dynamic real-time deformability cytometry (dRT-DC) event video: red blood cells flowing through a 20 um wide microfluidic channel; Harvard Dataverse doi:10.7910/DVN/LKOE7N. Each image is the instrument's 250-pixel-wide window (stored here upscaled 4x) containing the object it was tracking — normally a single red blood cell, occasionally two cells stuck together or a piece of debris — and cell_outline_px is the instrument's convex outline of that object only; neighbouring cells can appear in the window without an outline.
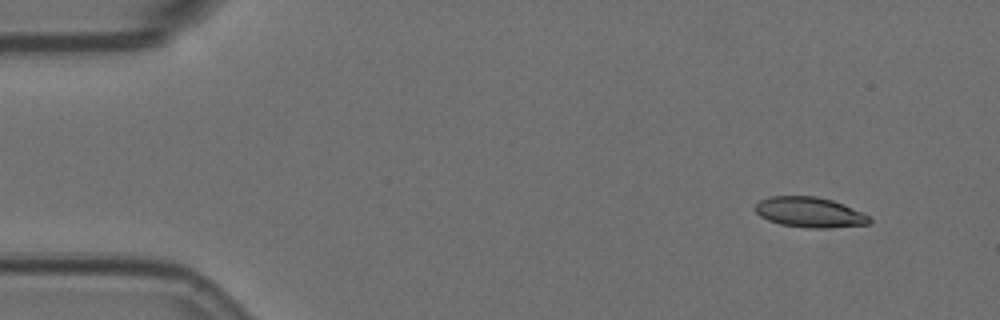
{"species": "Egyptian fruit bat (a non-hibernating species)", "species_latin": "Rousettus aegyptiacus", "temperature_condition": "room temperature", "stored_images_in_passage": 4, "camera_frame_rate_fps": 3000, "um_per_image_px": 0.085, "animal": {"sex": "female"}, "frame": {"image": 1, "passage_image": 1, "time_ms": 0.0, "image_size_px": [1000, 320], "cell_outline_px": [[872, 220], [868, 224], [828, 228], [812, 228], [780, 224], [768, 220], [760, 216], [756, 212], [756, 204], [760, 200], [768, 196], [816, 196], [832, 200], [844, 204], [868, 216]], "centroid_in_image_um": [68.8, 18.04], "position_along_channel_um": 16.2, "area_um2": 20.0}}
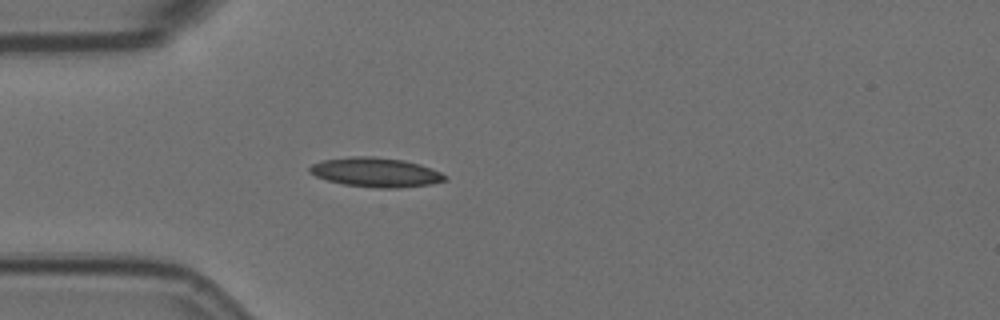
{"frame": {"image": 2, "passage_image": 4, "time_ms": 1.0, "image_size_px": [1000, 320], "cell_outline_px": [[448, 180], [432, 184], [400, 188], [376, 188], [344, 184], [328, 180], [316, 176], [308, 172], [308, 168], [312, 164], [320, 160], [352, 156], [372, 156], [404, 160], [420, 164], [432, 168], [448, 176]], "centroid_in_image_um": [31.96, 14.64], "position_along_channel_um": 53.0, "area_um2": 23.41}}